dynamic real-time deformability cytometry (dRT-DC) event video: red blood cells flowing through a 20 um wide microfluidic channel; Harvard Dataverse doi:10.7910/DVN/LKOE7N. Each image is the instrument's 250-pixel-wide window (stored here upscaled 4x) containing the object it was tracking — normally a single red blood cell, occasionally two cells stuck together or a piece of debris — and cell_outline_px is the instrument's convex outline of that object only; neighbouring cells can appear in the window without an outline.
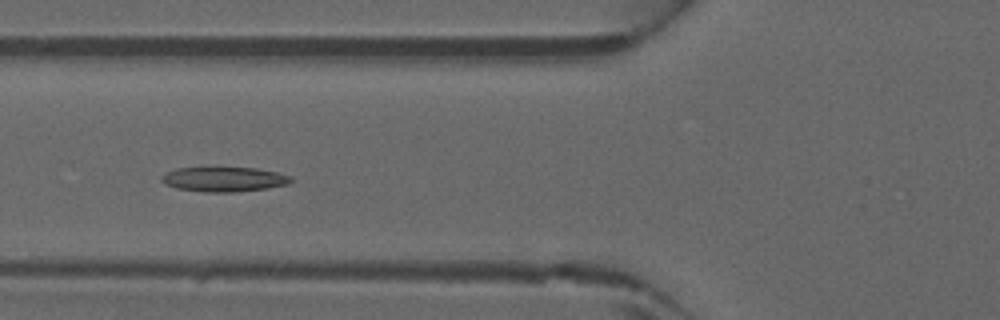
{"species": "common noctule bat (a hibernating species)", "species_latin": "Nyctalus noctula", "temperature_condition": "warm", "stored_images_in_passage": 45, "camera_frame_rate_fps": 3000, "um_per_image_px": 0.085, "animal": {"sex": "male", "forearm_length_mm": 52.5}, "frame": {"image": 1, "passage_image": 17, "time_ms": 5.333, "image_size_px": [1000, 320], "cell_outline_px": [[292, 180], [288, 184], [268, 188], [236, 192], [204, 192], [176, 188], [164, 184], [160, 180], [160, 176], [176, 168], [216, 164], [256, 168], [276, 172], [292, 176]], "centroid_in_image_um": [18.99, 15.18], "position_along_channel_um": 106.8, "area_um2": 19.77}}
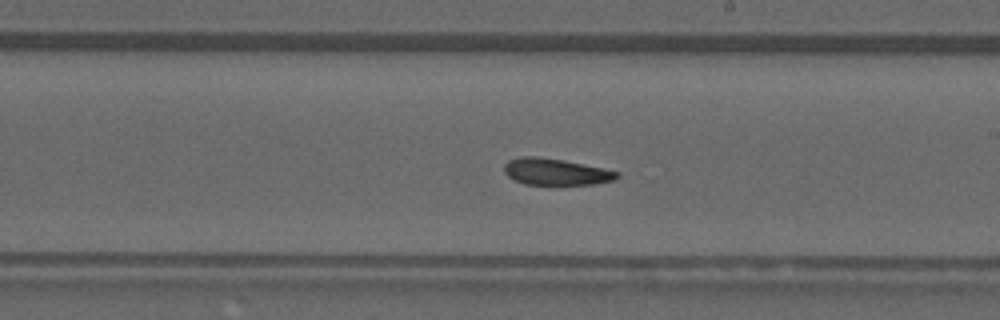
{"frame": {"image": 2, "passage_image": 26, "time_ms": 8.333, "image_size_px": [1000, 320], "cell_outline_px": [[620, 176], [616, 180], [596, 184], [524, 184], [508, 176], [504, 172], [504, 164], [508, 160], [520, 156], [536, 156], [564, 160], [604, 168], [620, 172]], "centroid_in_image_um": [47.27, 14.59], "position_along_channel_um": 241.7, "area_um2": 17.57}}
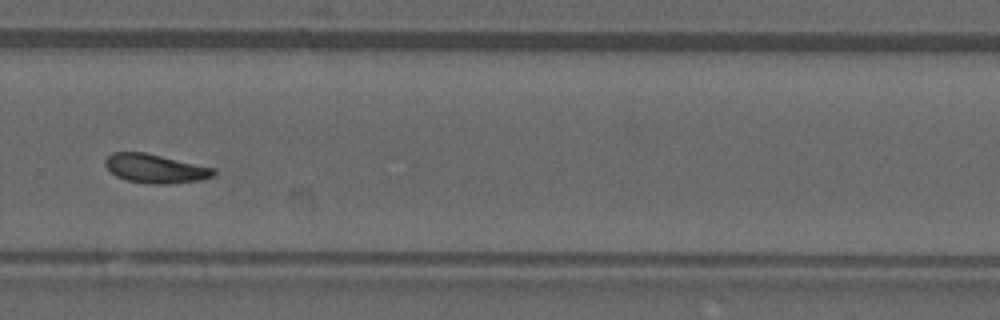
{"frame": {"image": 3, "passage_image": 31, "time_ms": 10.0, "image_size_px": [1000, 320], "cell_outline_px": [[216, 172], [212, 176], [200, 180], [168, 184], [148, 184], [128, 180], [116, 176], [104, 164], [104, 160], [112, 152], [144, 152], [216, 168]], "centroid_in_image_um": [13.2, 14.32], "position_along_channel_um": 316.6, "area_um2": 18.21}}